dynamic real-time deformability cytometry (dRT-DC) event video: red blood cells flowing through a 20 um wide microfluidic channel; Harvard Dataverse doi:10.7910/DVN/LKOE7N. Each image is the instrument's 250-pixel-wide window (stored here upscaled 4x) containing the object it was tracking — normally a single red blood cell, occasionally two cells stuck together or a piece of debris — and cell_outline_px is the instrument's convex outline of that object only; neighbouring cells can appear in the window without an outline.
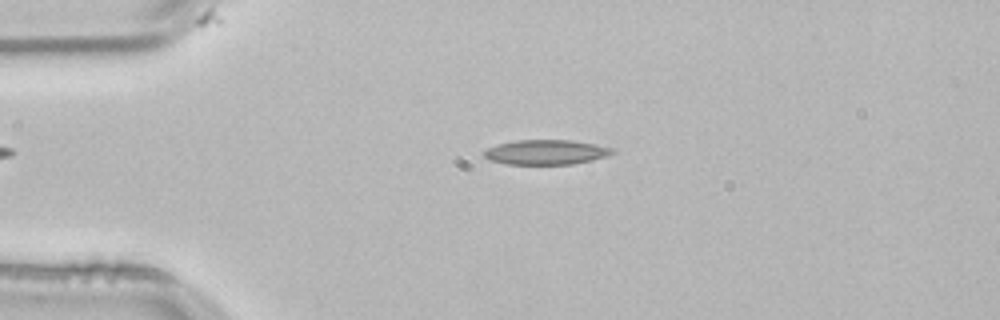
{"species": "common noctule bat (a hibernating species)", "species_latin": "Nyctalus noctula", "temperature_condition": "room temperature", "stored_images_in_passage": 50, "camera_frame_rate_fps": 3000, "um_per_image_px": 0.085, "animal": {"sex": "male", "body_mass_g": 21.5, "forearm_length_mm": 52.0}, "frame": {"image": 1, "passage_image": 9, "time_ms": 2.667, "image_size_px": [1000, 320], "cell_outline_px": [[616, 152], [608, 156], [592, 160], [572, 164], [508, 164], [488, 160], [484, 156], [484, 152], [488, 148], [496, 144], [516, 140], [572, 140], [612, 148]], "centroid_in_image_um": [46.4, 12.93], "position_along_channel_um": 38.6, "area_um2": 18.5}}
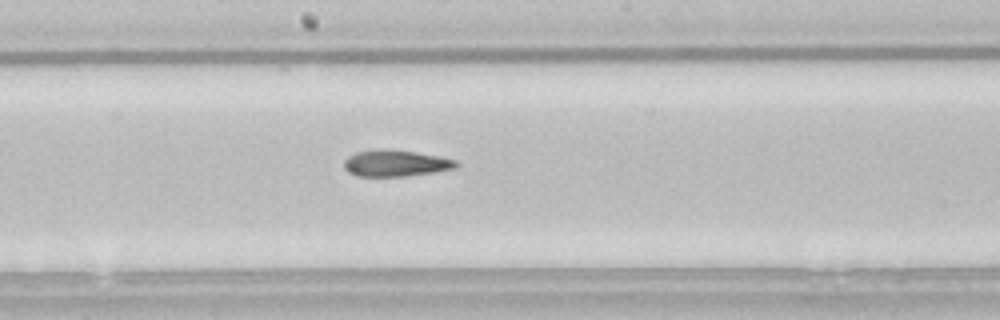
{"frame": {"image": 2, "passage_image": 25, "time_ms": 8.0, "image_size_px": [1000, 320], "cell_outline_px": [[460, 164], [456, 168], [432, 172], [404, 176], [356, 176], [348, 172], [344, 168], [344, 160], [348, 156], [356, 152], [416, 152], [456, 160]], "centroid_in_image_um": [33.64, 13.93], "position_along_channel_um": 214.6, "area_um2": 16.36}}
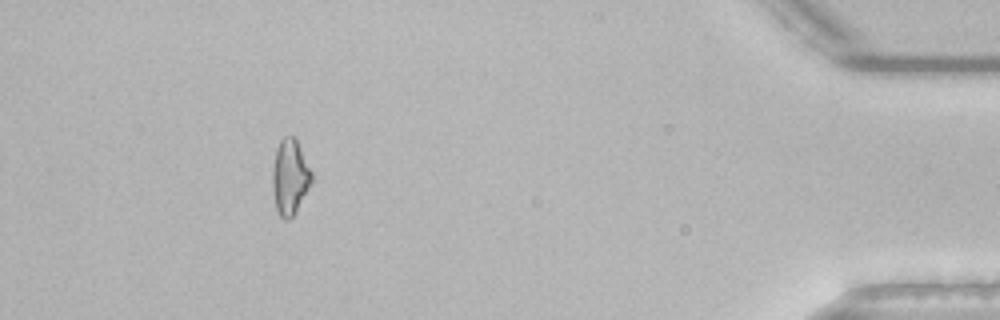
{"frame": {"image": 3, "passage_image": 45, "time_ms": 14.667, "image_size_px": [1000, 320], "cell_outline_px": [[312, 184], [292, 216], [288, 220], [284, 220], [280, 216], [276, 208], [272, 184], [272, 168], [276, 148], [280, 140], [284, 136], [292, 136], [296, 140], [312, 172]], "centroid_in_image_um": [24.63, 15.04], "position_along_channel_um": 410.6, "area_um2": 17.05}}